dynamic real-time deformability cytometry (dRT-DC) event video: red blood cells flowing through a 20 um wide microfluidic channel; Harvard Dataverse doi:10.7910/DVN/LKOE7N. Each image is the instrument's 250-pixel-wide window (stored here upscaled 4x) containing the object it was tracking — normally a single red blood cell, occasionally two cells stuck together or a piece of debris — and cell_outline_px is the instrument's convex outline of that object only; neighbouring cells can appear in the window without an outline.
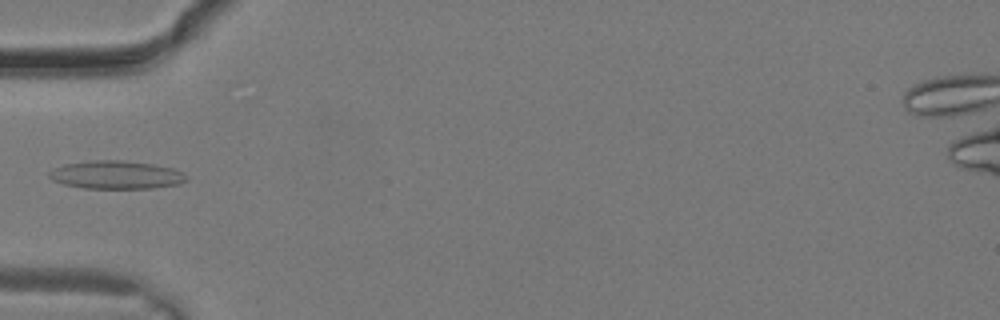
{"species": "common noctule bat (a hibernating species)", "species_latin": "Nyctalus noctula", "temperature_condition": "warm", "stored_images_in_passage": 6, "camera_frame_rate_fps": 3000, "um_per_image_px": 0.085, "animal": {"sex": "male", "body_mass_g": 19.2, "forearm_length_mm": 51.8}, "frame": {"image": 1, "passage_image": 5, "time_ms": 1.333, "image_size_px": [1000, 320], "cell_outline_px": [[188, 180], [180, 184], [152, 188], [84, 188], [64, 184], [52, 180], [48, 176], [48, 172], [64, 164], [96, 160], [120, 160], [152, 164], [172, 168], [188, 176]], "centroid_in_image_um": [9.89, 14.87], "position_along_channel_um": 75.1, "area_um2": 22.37}}